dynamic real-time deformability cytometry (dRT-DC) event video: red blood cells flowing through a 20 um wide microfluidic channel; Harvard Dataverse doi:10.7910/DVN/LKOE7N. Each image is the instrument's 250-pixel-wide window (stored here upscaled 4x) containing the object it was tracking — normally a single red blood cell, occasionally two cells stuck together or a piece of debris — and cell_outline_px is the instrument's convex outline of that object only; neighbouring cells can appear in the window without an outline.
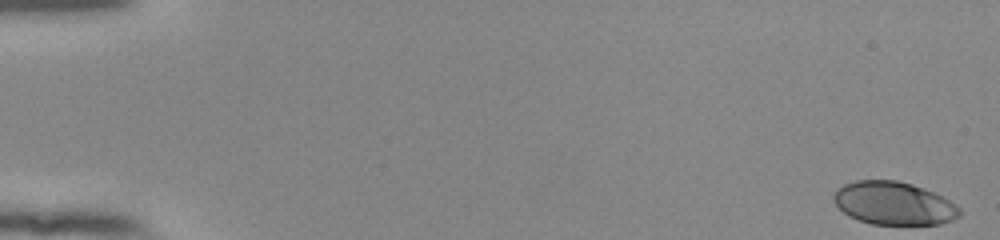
{"species": "human", "species_latin": "Homo sapiens", "temperature_condition": "room temperature", "stored_images_in_passage": 54, "camera_frame_rate_fps": 3000, "um_per_image_px": 0.085, "donor": {"sex": "female"}, "frame": {"image": 1, "passage_image": 1, "time_ms": 0.0, "image_size_px": [1000, 240], "cell_outline_px": [[960, 216], [952, 220], [940, 224], [872, 224], [848, 216], [832, 200], [832, 196], [844, 184], [856, 180], [896, 180], [912, 184], [924, 188], [956, 204], [960, 208]], "centroid_in_image_um": [75.97, 17.28], "position_along_channel_um": 9.0, "area_um2": 31.39}}
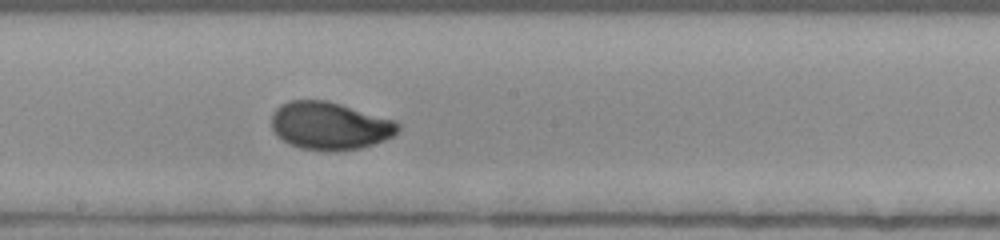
{"frame": {"image": 2, "passage_image": 31, "time_ms": 10.0, "image_size_px": [1000, 240], "cell_outline_px": [[400, 128], [392, 136], [384, 140], [360, 148], [332, 152], [300, 148], [288, 144], [276, 136], [272, 128], [272, 112], [280, 104], [288, 100], [328, 100], [396, 120], [400, 124]], "centroid_in_image_um": [28.0, 10.69], "position_along_channel_um": 220.2, "area_um2": 35.6}}
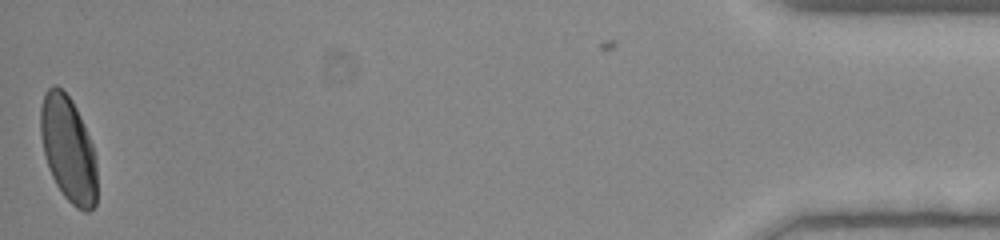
{"frame": {"image": 3, "passage_image": 54, "time_ms": 17.667, "image_size_px": [1000, 240], "cell_outline_px": [[96, 204], [88, 212], [84, 212], [76, 208], [64, 196], [56, 184], [48, 168], [40, 136], [40, 108], [44, 92], [52, 84], [56, 84], [72, 100], [80, 116], [92, 144], [96, 156]], "centroid_in_image_um": [5.79, 12.67], "position_along_channel_um": 429.4, "area_um2": 34.85}, "authors_computed_cell_mechanics": {"area_um2": 34.2176, "velocity_mm_per_s": 3.8579, "shape_relaxation_time_tau1_ms": 3.2139, "shape_relaxation_time_tau2_ms": null, "deformation_change_tau1": 0.1415, "deformation_change_tau2": null}}